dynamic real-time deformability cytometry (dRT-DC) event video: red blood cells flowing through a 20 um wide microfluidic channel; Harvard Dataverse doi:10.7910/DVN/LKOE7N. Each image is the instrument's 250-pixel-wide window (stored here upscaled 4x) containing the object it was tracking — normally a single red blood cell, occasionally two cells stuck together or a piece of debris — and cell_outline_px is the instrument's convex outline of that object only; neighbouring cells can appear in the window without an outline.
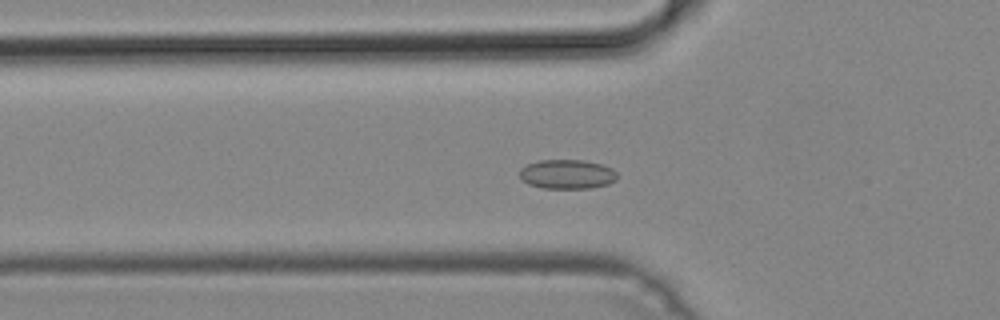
{"species": "common noctule bat (a hibernating species)", "species_latin": "Nyctalus noctula", "temperature_condition": "cold", "stored_images_in_passage": 39, "camera_frame_rate_fps": 3000, "um_per_image_px": 0.085, "animal": {"sex": "male", "body_mass_g": 19.2, "forearm_length_mm": 51.8}, "frame": {"image": 1, "passage_image": 5, "time_ms": 1.333, "image_size_px": [1000, 320], "cell_outline_px": [[616, 180], [608, 184], [592, 188], [544, 188], [528, 184], [520, 180], [520, 168], [528, 164], [540, 160], [584, 160], [604, 164], [612, 168], [616, 172]], "centroid_in_image_um": [48.21, 14.8], "position_along_channel_um": 77.6, "area_um2": 16.82}}
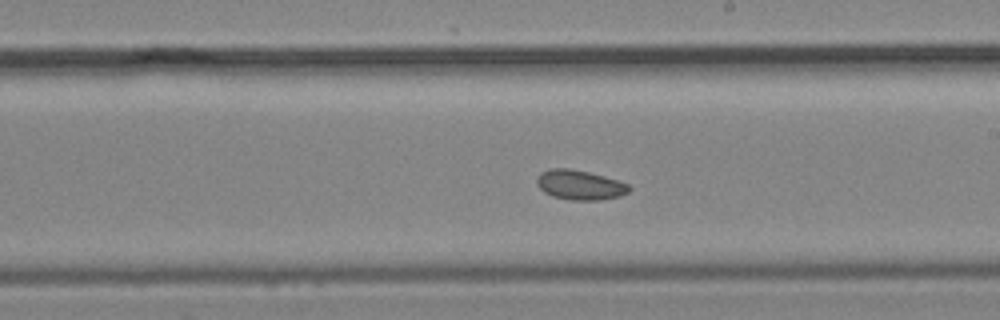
{"frame": {"image": 2, "passage_image": 17, "time_ms": 5.333, "image_size_px": [1000, 320], "cell_outline_px": [[632, 188], [628, 192], [620, 196], [600, 200], [572, 200], [552, 196], [544, 192], [536, 184], [536, 180], [540, 172], [552, 168], [568, 168], [588, 172], [604, 176], [628, 184]], "centroid_in_image_um": [49.27, 15.72], "position_along_channel_um": 239.7, "area_um2": 15.95}}
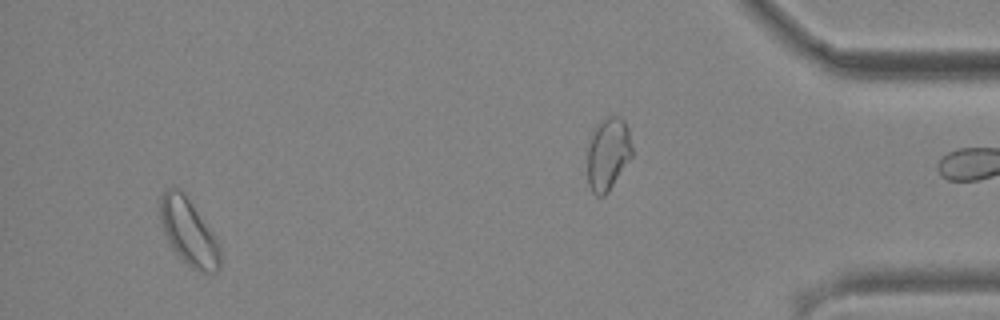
{"frame": {"image": 3, "passage_image": 36, "time_ms": 11.667, "image_size_px": [1000, 320], "cell_outline_px": [[220, 268], [216, 272], [200, 272], [192, 268], [172, 248], [164, 232], [160, 220], [160, 196], [168, 188], [180, 188], [220, 244]], "centroid_in_image_um": [16.03, 19.74], "position_along_channel_um": 419.2, "area_um2": 22.72}}